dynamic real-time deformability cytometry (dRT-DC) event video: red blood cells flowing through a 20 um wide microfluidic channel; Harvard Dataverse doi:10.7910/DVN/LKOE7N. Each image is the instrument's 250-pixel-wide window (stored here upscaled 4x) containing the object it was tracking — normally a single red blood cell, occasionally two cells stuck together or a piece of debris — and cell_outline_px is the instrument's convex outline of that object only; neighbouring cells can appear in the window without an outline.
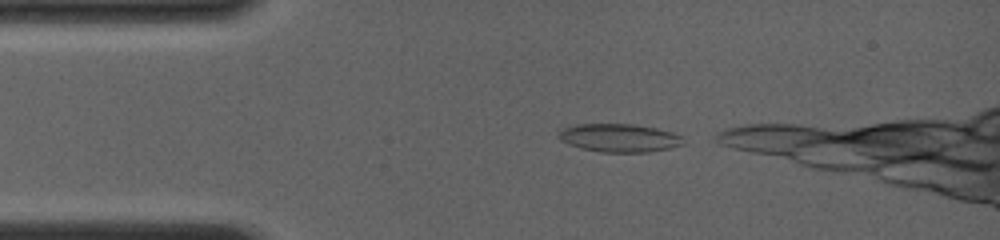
{"species": "common noctule bat (a hibernating species)", "species_latin": "Nyctalus noctula", "temperature_condition": "room temperature", "stored_images_in_passage": 15, "camera_frame_rate_fps": 4000, "um_per_image_px": 0.085, "animal": {"sex": "female", "body_mass_g": 19.0, "forearm_length_mm": 56.7}, "frame": {"image": 1, "passage_image": 1, "time_ms": 0.0, "image_size_px": [1000, 240], "cell_outline_px": [[684, 144], [668, 148], [648, 152], [600, 152], [580, 148], [568, 144], [560, 140], [556, 136], [556, 132], [564, 128], [576, 124], [636, 124], [656, 128], [672, 132], [684, 136]], "centroid_in_image_um": [52.62, 11.72], "position_along_channel_um": 32.4, "area_um2": 20.75}}
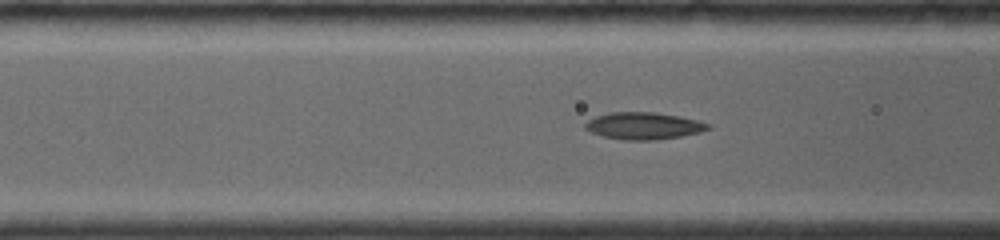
{"frame": {"image": 2, "passage_image": 9, "time_ms": 2.75, "image_size_px": [1000, 240], "cell_outline_px": [[712, 128], [700, 132], [680, 136], [656, 140], [624, 140], [604, 136], [592, 132], [584, 128], [584, 124], [588, 120], [596, 116], [612, 112], [652, 112], [680, 116], [712, 124]], "centroid_in_image_um": [54.73, 10.69], "position_along_channel_um": 111.9, "area_um2": 19.31}}
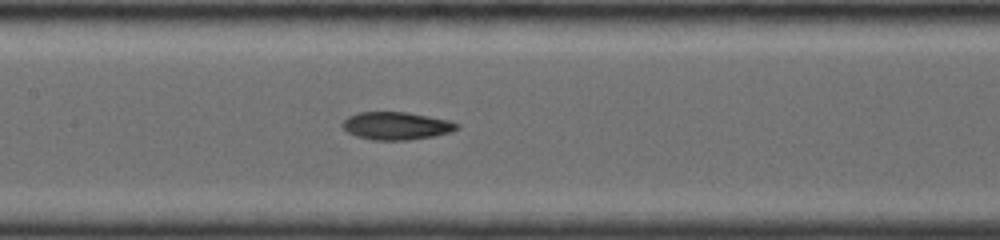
{"frame": {"image": 3, "passage_image": 14, "time_ms": 4.25, "image_size_px": [1000, 240], "cell_outline_px": [[460, 128], [452, 132], [432, 136], [408, 140], [372, 140], [356, 136], [348, 132], [340, 124], [348, 116], [360, 112], [408, 112], [448, 120], [460, 124]], "centroid_in_image_um": [33.7, 10.69], "position_along_channel_um": 173.7, "area_um2": 18.55}}